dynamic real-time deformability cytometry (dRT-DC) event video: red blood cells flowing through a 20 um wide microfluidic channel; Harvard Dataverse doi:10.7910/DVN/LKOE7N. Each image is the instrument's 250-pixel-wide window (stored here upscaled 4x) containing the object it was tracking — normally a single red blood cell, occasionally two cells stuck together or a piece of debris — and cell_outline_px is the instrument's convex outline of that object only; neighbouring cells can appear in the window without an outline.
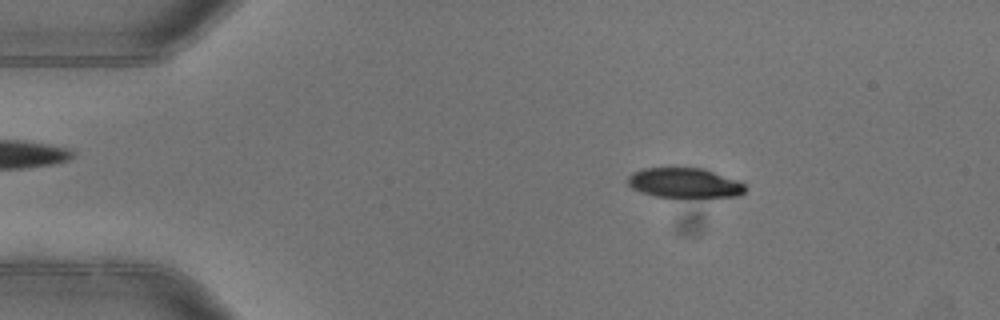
{"species": "common noctule bat (a hibernating species)", "species_latin": "Nyctalus noctula", "temperature_condition": "warm", "stored_images_in_passage": 3, "camera_frame_rate_fps": 3000, "um_per_image_px": 0.085, "animal": {"sex": "female"}, "frame": {"image": 1, "passage_image": 1, "time_ms": 0.0, "image_size_px": [1000, 320], "cell_outline_px": [[744, 192], [740, 196], [656, 196], [640, 192], [632, 188], [628, 184], [628, 176], [632, 172], [644, 168], [704, 168], [740, 180], [744, 184]], "centroid_in_image_um": [58.18, 15.52], "position_along_channel_um": 26.8, "area_um2": 20.23}}
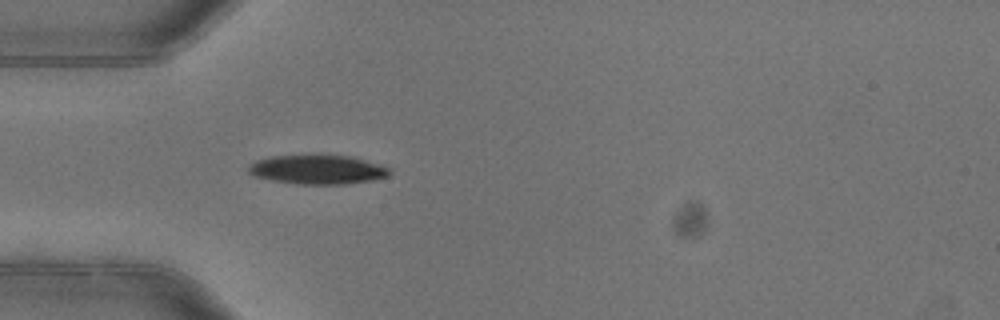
{"frame": {"image": 2, "passage_image": 3, "time_ms": 0.667, "image_size_px": [1000, 320], "cell_outline_px": [[392, 172], [388, 176], [372, 180], [344, 184], [296, 184], [272, 180], [256, 176], [248, 172], [248, 164], [256, 160], [272, 156], [352, 156], [380, 164], [392, 168]], "centroid_in_image_um": [27.03, 14.42], "position_along_channel_um": 58.0, "area_um2": 23.87}}